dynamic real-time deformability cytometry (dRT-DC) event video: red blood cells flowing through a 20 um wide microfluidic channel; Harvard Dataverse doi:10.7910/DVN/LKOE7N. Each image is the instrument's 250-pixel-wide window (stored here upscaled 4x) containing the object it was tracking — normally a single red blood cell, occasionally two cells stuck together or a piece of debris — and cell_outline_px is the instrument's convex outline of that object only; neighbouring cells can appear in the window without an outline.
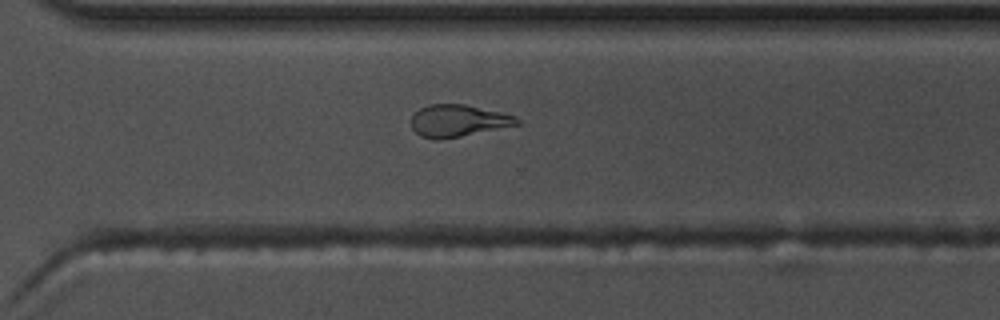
{"species": "common noctule bat (a hibernating species)", "species_latin": "Nyctalus noctula", "temperature_condition": "warm", "stored_images_in_passage": 56, "camera_frame_rate_fps": 3000, "um_per_image_px": 0.085, "animal": {"sex": "male", "body_mass_g": 17.5, "forearm_length_mm": 52.3}, "frame": {"image": 1, "passage_image": 40, "time_ms": 13.0, "image_size_px": [1000, 320], "cell_outline_px": [[520, 124], [440, 140], [436, 140], [420, 136], [412, 128], [412, 116], [420, 108], [428, 104], [464, 104], [500, 112], [516, 116], [520, 120]], "centroid_in_image_um": [38.92, 10.26], "position_along_channel_um": 331.7, "area_um2": 19.59}}
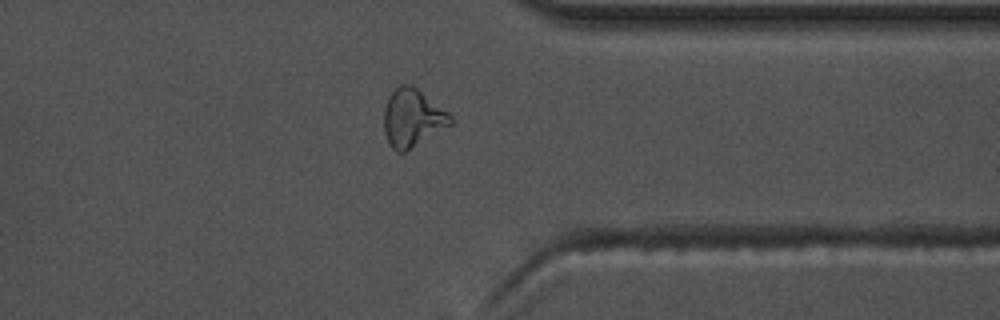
{"frame": {"image": 2, "passage_image": 44, "time_ms": 14.333, "image_size_px": [1000, 320], "cell_outline_px": [[456, 120], [452, 124], [404, 152], [396, 152], [388, 144], [384, 132], [384, 108], [392, 92], [400, 84], [412, 84], [448, 112]], "centroid_in_image_um": [35.06, 10.03], "position_along_channel_um": 376.3, "area_um2": 22.37}}
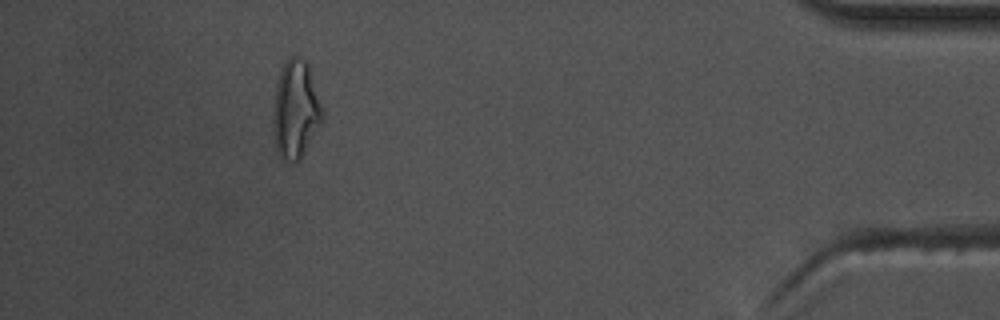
{"frame": {"image": 3, "passage_image": 51, "time_ms": 16.667, "image_size_px": [1000, 320], "cell_outline_px": [[324, 116], [300, 160], [292, 160], [280, 156], [276, 148], [272, 124], [272, 112], [276, 84], [280, 72], [284, 64], [292, 52], [300, 56], [308, 64], [324, 112]], "centroid_in_image_um": [25.11, 9.25], "position_along_channel_um": 410.1, "area_um2": 28.03}, "authors_computed_cell_mechanics": {"area_um2": 19.652, "velocity_mm_per_s": 3.6858, "shape_relaxation_time_tau1_ms": null, "shape_relaxation_time_tau2_ms": 3.3205, "deformation_change_tau1": null, "deformation_change_tau2": 0.106}}